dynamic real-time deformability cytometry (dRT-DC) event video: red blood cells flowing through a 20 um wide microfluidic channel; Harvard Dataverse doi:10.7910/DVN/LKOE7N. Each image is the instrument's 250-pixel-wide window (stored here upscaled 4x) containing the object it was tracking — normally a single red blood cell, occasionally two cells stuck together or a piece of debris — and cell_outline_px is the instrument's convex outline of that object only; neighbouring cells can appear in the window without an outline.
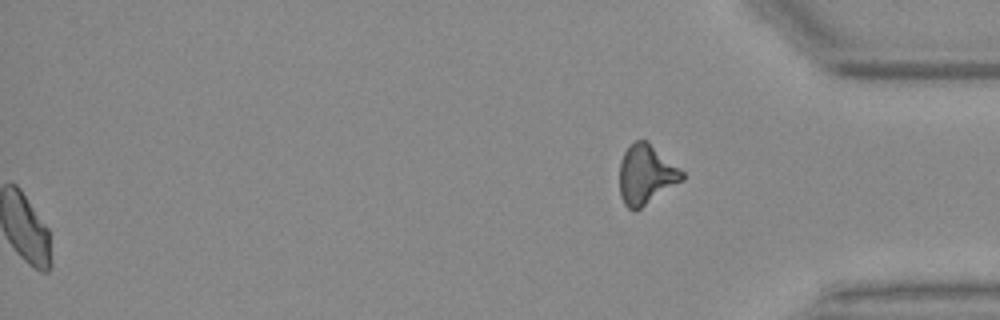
{"species": "Egyptian fruit bat (a non-hibernating species)", "species_latin": "Rousettus aegyptiacus", "temperature_condition": "warm", "stored_images_in_passage": 52, "segment_of_instrument_passage": [2, 2], "camera_frame_rate_fps": 3000, "um_per_image_px": 0.085, "animal": {"sex": "female"}, "frame": {"image": 1, "passage_image": 52, "time_ms": 17.0, "image_size_px": [1000, 320], "cell_outline_px": [[684, 180], [636, 212], [632, 212], [624, 204], [620, 196], [620, 160], [624, 152], [636, 140], [648, 140], [680, 168], [684, 172]], "centroid_in_image_um": [54.93, 14.87], "position_along_channel_um": 380.3, "area_um2": 22.08}}